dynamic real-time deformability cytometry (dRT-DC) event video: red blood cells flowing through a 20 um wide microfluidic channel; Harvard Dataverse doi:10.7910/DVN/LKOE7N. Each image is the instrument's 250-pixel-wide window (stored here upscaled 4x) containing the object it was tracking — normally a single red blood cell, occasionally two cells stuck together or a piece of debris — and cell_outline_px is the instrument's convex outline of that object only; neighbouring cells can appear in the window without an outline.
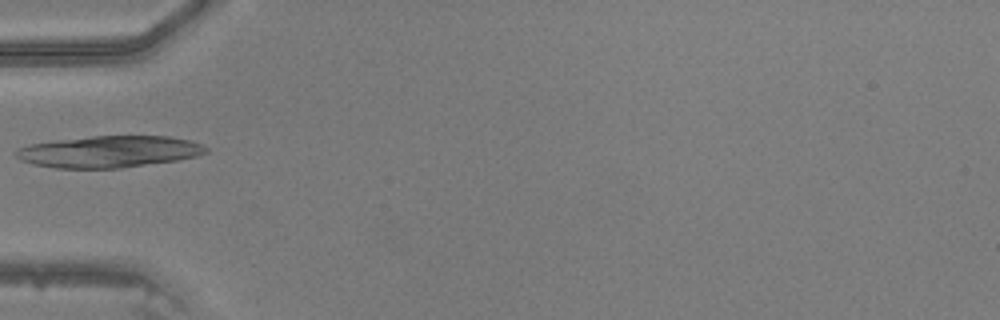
{"species": "common noctule bat (a hibernating species)", "species_latin": "Nyctalus noctula", "temperature_condition": "warm", "stored_images_in_passage": 8, "camera_frame_rate_fps": 3000, "um_per_image_px": 0.085, "animal": {"sex": "male", "body_mass_g": 20.5, "forearm_length_mm": 52.5}, "frame": {"image": 1, "passage_image": 1, "time_ms": 0.0, "image_size_px": [1000, 320], "cell_outline_px": [[208, 152], [196, 156], [180, 160], [120, 168], [56, 168], [36, 164], [20, 160], [12, 152], [20, 148], [32, 144], [56, 140], [92, 136], [168, 136], [192, 140], [204, 144], [208, 148]], "centroid_in_image_um": [9.34, 12.89], "position_along_channel_um": 75.7, "area_um2": 35.14}}
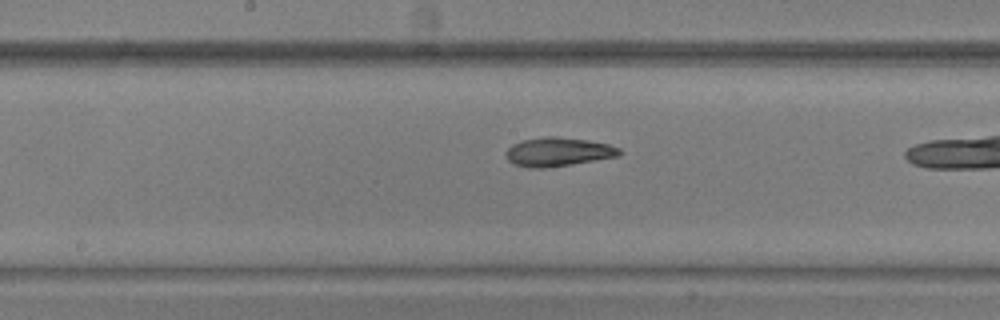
{"frame": {"image": 2, "passage_image": 7, "time_ms": 2.0, "image_size_px": [1000, 320], "cell_outline_px": [[624, 152], [620, 156], [572, 164], [544, 168], [528, 168], [512, 164], [508, 160], [508, 148], [512, 144], [520, 140], [544, 136], [556, 136], [588, 140], [608, 144], [620, 148]], "centroid_in_image_um": [47.46, 12.9], "position_along_channel_um": 200.7, "area_um2": 19.25}}